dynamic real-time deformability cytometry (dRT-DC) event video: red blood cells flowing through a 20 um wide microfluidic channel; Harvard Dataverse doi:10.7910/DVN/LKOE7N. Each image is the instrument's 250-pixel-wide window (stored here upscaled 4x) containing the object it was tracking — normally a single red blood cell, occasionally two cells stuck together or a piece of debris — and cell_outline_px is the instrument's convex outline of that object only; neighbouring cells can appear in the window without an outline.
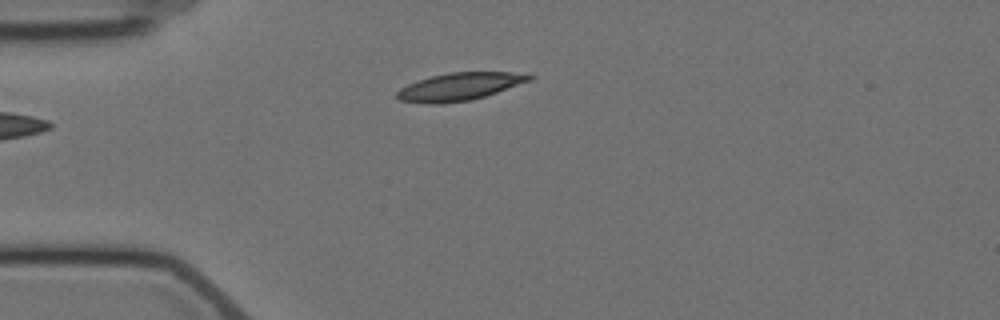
{"species": "Egyptian fruit bat (a non-hibernating species)", "species_latin": "Rousettus aegyptiacus", "temperature_condition": "cold", "stored_images_in_passage": 4, "camera_frame_rate_fps": 3000, "um_per_image_px": 0.085, "animal": {"sex": "female"}, "frame": {"image": 1, "passage_image": 4, "time_ms": 3.667, "image_size_px": [1000, 320], "cell_outline_px": [[536, 76], [532, 80], [472, 100], [440, 104], [428, 104], [400, 100], [396, 96], [396, 92], [400, 88], [408, 84], [432, 76], [448, 72], [528, 72]], "centroid_in_image_um": [39.11, 7.35], "position_along_channel_um": 45.9, "area_um2": 21.44}}